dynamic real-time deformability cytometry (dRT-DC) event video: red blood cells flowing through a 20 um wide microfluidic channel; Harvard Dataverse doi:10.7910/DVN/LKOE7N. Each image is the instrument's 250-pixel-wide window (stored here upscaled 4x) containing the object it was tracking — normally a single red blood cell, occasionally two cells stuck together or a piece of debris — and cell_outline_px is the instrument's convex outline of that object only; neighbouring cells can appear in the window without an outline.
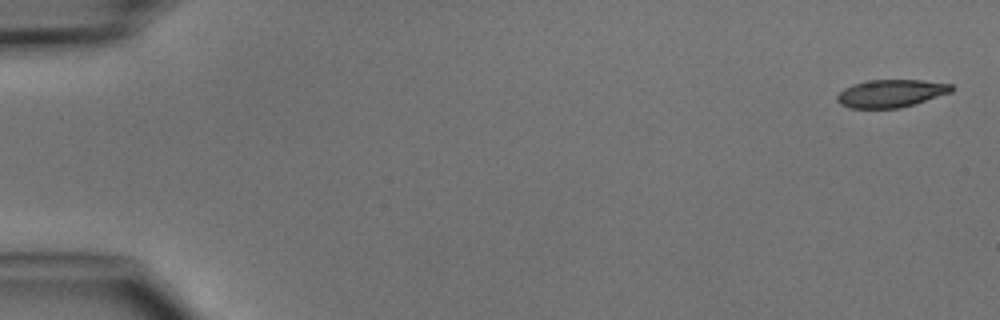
{"species": "common noctule bat (a hibernating species)", "species_latin": "Nyctalus noctula", "temperature_condition": "cold", "stored_images_in_passage": 6, "camera_frame_rate_fps": 3000, "um_per_image_px": 0.085, "animal": {"sex": "male", "body_mass_g": 15.6}, "frame": {"image": 1, "passage_image": 1, "time_ms": 0.0, "image_size_px": [1000, 320], "cell_outline_px": [[952, 92], [900, 108], [848, 108], [840, 104], [836, 100], [836, 96], [844, 88], [852, 84], [872, 80], [920, 80], [952, 84]], "centroid_in_image_um": [75.69, 7.94], "position_along_channel_um": 9.3, "area_um2": 18.38}}